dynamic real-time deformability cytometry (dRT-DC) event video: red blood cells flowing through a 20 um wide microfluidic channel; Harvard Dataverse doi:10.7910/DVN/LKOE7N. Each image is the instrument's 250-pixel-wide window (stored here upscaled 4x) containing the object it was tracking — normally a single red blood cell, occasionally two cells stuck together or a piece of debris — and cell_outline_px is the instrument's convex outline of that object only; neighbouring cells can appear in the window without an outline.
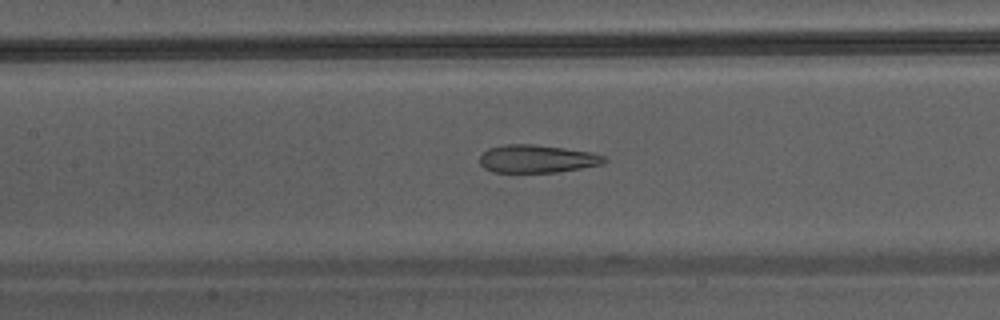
{"species": "Egyptian fruit bat (a non-hibernating species)", "species_latin": "Rousettus aegyptiacus", "temperature_condition": "warm", "stored_images_in_passage": 45, "camera_frame_rate_fps": 3000, "um_per_image_px": 0.085, "animal": {"sex": "male"}, "frame": {"image": 1, "passage_image": 21, "time_ms": 6.667, "image_size_px": [1000, 320], "cell_outline_px": [[608, 160], [604, 164], [556, 172], [492, 172], [484, 168], [480, 164], [480, 156], [488, 148], [504, 144], [532, 144], [564, 148], [588, 152], [604, 156]], "centroid_in_image_um": [45.62, 13.5], "position_along_channel_um": 161.8, "area_um2": 20.17}}
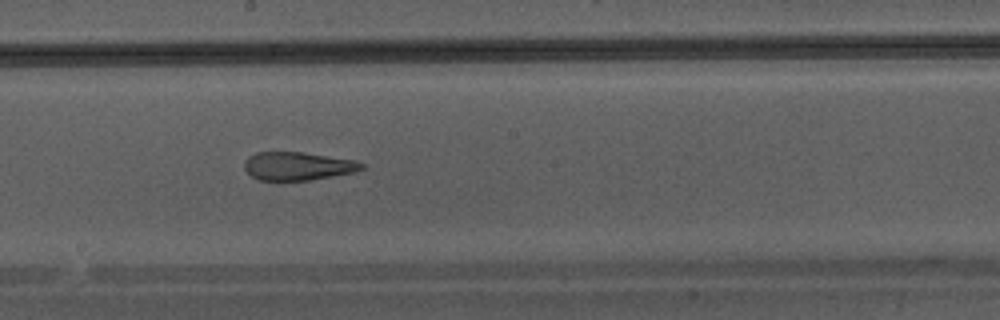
{"frame": {"image": 2, "passage_image": 25, "time_ms": 8.0, "image_size_px": [1000, 320], "cell_outline_px": [[364, 168], [356, 172], [308, 180], [260, 180], [252, 176], [244, 168], [244, 160], [248, 156], [256, 152], [304, 152], [356, 160], [364, 164]], "centroid_in_image_um": [25.32, 14.1], "position_along_channel_um": 222.9, "area_um2": 19.36}}
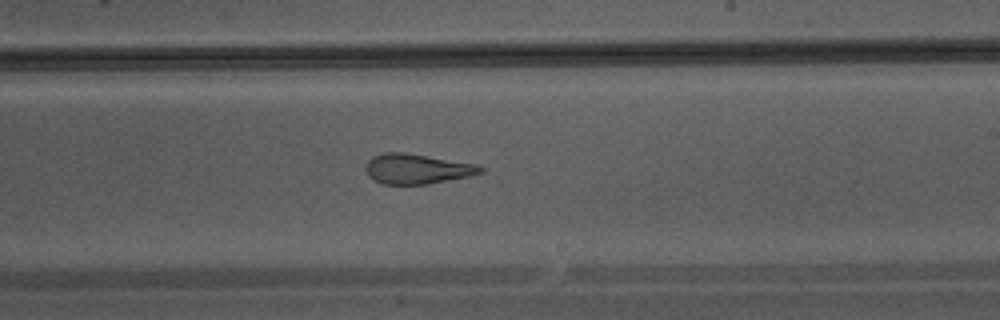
{"frame": {"image": 3, "passage_image": 27, "time_ms": 8.667, "image_size_px": [1000, 320], "cell_outline_px": [[484, 172], [468, 176], [428, 184], [384, 184], [368, 176], [364, 168], [368, 160], [372, 156], [384, 152], [404, 152], [476, 164], [484, 168]], "centroid_in_image_um": [35.41, 14.34], "position_along_channel_um": 253.6, "area_um2": 20.0}}